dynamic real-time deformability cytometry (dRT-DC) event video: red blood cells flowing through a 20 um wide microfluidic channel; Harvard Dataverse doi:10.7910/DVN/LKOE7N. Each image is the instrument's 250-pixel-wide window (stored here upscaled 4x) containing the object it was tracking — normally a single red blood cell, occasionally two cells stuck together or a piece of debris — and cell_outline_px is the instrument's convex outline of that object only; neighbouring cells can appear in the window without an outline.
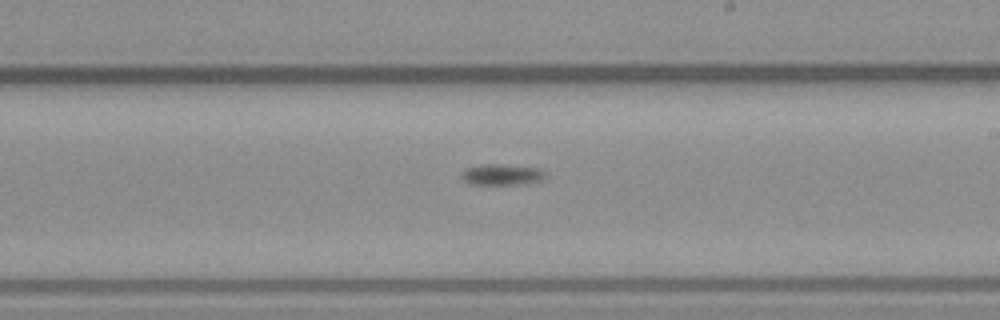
{"species": "common noctule bat (a hibernating species)", "species_latin": "Nyctalus noctula", "temperature_condition": "warm", "stored_images_in_passage": 57, "camera_frame_rate_fps": 3000, "um_per_image_px": 0.085, "animal": {"sex": "male", "body_mass_g": 23.1, "forearm_length_mm": 52.7}, "frame": {"image": 1, "passage_image": 33, "time_ms": 10.667, "image_size_px": [1000, 320], "cell_outline_px": [[548, 176], [544, 180], [520, 184], [468, 184], [460, 176], [468, 168], [484, 164], [500, 164], [540, 168], [548, 172]], "centroid_in_image_um": [42.76, 14.84], "position_along_channel_um": 246.2, "area_um2": 10.35}}
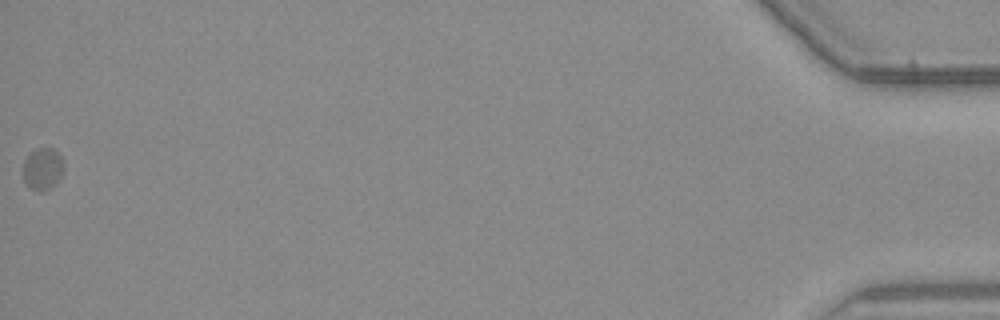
{"frame": {"image": 2, "passage_image": 57, "time_ms": 18.667, "image_size_px": [1000, 320], "cell_outline_px": [[64, 172], [60, 180], [52, 188], [44, 192], [40, 192], [32, 188], [24, 180], [24, 160], [36, 148], [52, 148], [60, 156], [64, 164]], "centroid_in_image_um": [3.68, 14.38], "position_along_channel_um": 431.5, "area_um2": 10.0}}